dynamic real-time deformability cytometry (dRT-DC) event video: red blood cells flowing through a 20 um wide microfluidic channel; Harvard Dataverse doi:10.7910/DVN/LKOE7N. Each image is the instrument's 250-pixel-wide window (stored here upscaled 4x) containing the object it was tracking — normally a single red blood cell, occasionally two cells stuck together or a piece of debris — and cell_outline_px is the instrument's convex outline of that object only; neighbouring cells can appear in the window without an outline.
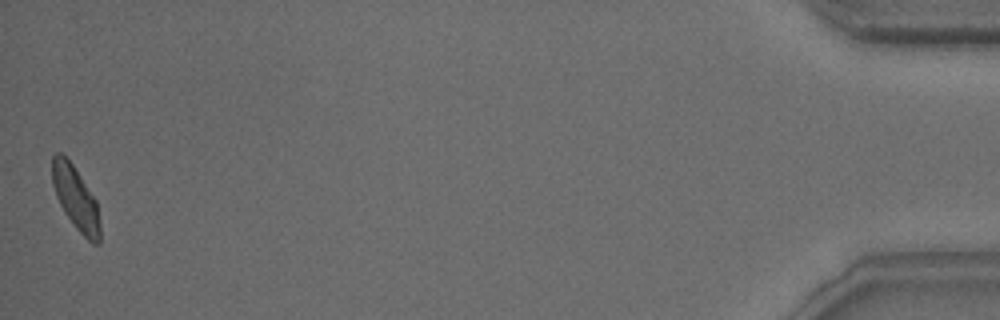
{"species": "common noctule bat (a hibernating species)", "species_latin": "Nyctalus noctula", "temperature_condition": "warm", "stored_images_in_passage": 36, "camera_frame_rate_fps": 3000, "um_per_image_px": 0.085, "animal": {"sex": "male", "body_mass_g": 15.6}, "frame": {"image": 1, "passage_image": 36, "time_ms": 11.667, "image_size_px": [1000, 320], "cell_outline_px": [[100, 244], [92, 244], [76, 228], [64, 212], [56, 196], [52, 184], [52, 156], [56, 152], [60, 152], [72, 164], [96, 200], [100, 224]], "centroid_in_image_um": [6.43, 16.86], "position_along_channel_um": 428.8, "area_um2": 17.51}, "authors_computed_cell_mechanics": {"area_um2": 18.2937, "velocity_mm_per_s": 4.0381, "shape_relaxation_time_tau1_ms": 2.0167, "shape_relaxation_time_tau2_ms": 1.1397, "deformation_change_tau1": 0.1093, "deformation_change_tau2": 0.0633}}